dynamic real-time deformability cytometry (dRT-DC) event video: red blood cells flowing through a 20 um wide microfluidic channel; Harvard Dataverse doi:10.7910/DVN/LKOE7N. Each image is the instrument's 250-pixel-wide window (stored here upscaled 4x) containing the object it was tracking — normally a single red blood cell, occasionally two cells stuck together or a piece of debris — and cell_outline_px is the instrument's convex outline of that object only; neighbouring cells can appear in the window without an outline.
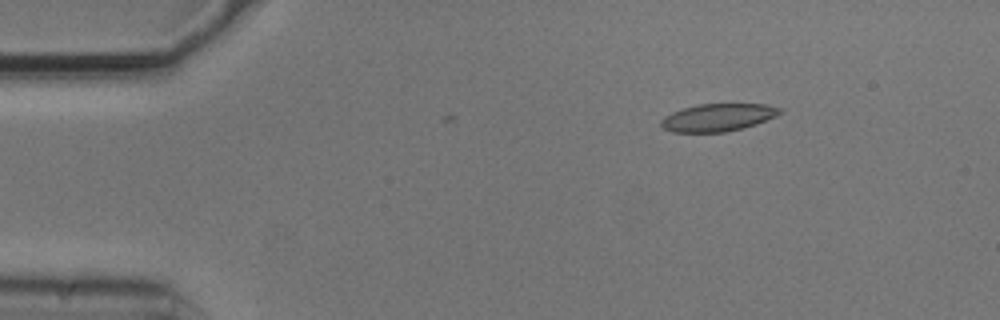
{"species": "common noctule bat (a hibernating species)", "species_latin": "Nyctalus noctula", "temperature_condition": "cold", "stored_images_in_passage": 4, "camera_frame_rate_fps": 3000, "um_per_image_px": 0.085, "animal": {"sex": "male", "body_mass_g": 20.5, "forearm_length_mm": 52.5}, "frame": {"image": 1, "passage_image": 2, "time_ms": 0.333, "image_size_px": [1000, 320], "cell_outline_px": [[784, 112], [776, 116], [756, 124], [724, 132], [672, 132], [664, 128], [660, 124], [660, 120], [664, 116], [672, 112], [696, 104], [768, 104], [784, 108]], "centroid_in_image_um": [61.05, 9.97], "position_along_channel_um": 23.9, "area_um2": 19.19}}